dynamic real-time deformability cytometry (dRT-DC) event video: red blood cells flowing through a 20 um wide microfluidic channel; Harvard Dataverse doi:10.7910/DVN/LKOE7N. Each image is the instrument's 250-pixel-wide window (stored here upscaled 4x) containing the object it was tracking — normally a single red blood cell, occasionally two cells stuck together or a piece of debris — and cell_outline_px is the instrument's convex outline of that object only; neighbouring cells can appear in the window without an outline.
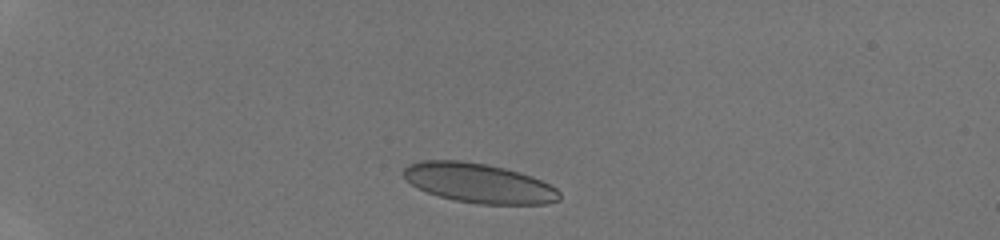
{"species": "human", "species_latin": "Homo sapiens", "temperature_condition": "room temperature", "stored_images_in_passage": 38, "camera_frame_rate_fps": 3000, "um_per_image_px": 0.085, "donor": {"sex": "male"}, "frame": {"image": 1, "passage_image": 5, "time_ms": 1.333, "image_size_px": [1000, 240], "cell_outline_px": [[560, 200], [544, 204], [476, 204], [456, 200], [440, 196], [428, 192], [404, 180], [400, 172], [408, 164], [424, 160], [460, 160], [488, 164], [520, 172], [532, 176], [556, 188], [560, 192]], "centroid_in_image_um": [40.68, 15.55], "position_along_channel_um": 44.3, "area_um2": 36.01}}
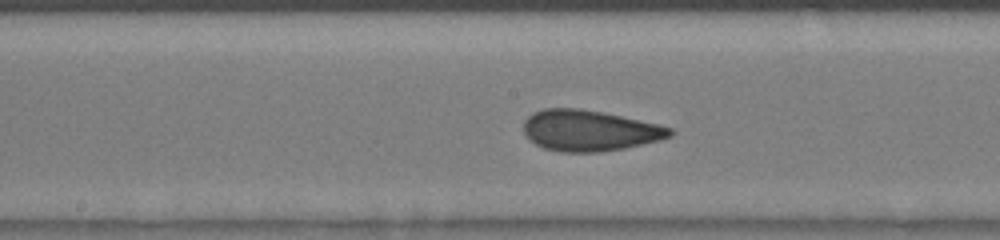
{"frame": {"image": 2, "passage_image": 19, "time_ms": 6.0, "image_size_px": [1000, 240], "cell_outline_px": [[676, 132], [672, 136], [660, 140], [624, 148], [600, 152], [560, 152], [544, 148], [528, 140], [524, 132], [524, 120], [532, 112], [544, 108], [580, 108], [620, 116], [656, 124], [672, 128]], "centroid_in_image_um": [50.07, 11.1], "position_along_channel_um": 198.1, "area_um2": 34.91}}
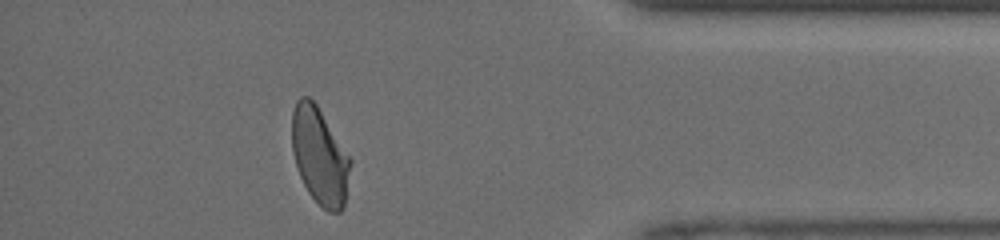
{"frame": {"image": 3, "passage_image": 34, "time_ms": 11.0, "image_size_px": [1000, 240], "cell_outline_px": [[352, 160], [344, 208], [340, 212], [328, 212], [308, 192], [300, 176], [292, 152], [292, 112], [296, 100], [300, 96], [308, 96], [316, 104]], "centroid_in_image_um": [27.17, 13.26], "position_along_channel_um": 408.0, "area_um2": 32.83}}